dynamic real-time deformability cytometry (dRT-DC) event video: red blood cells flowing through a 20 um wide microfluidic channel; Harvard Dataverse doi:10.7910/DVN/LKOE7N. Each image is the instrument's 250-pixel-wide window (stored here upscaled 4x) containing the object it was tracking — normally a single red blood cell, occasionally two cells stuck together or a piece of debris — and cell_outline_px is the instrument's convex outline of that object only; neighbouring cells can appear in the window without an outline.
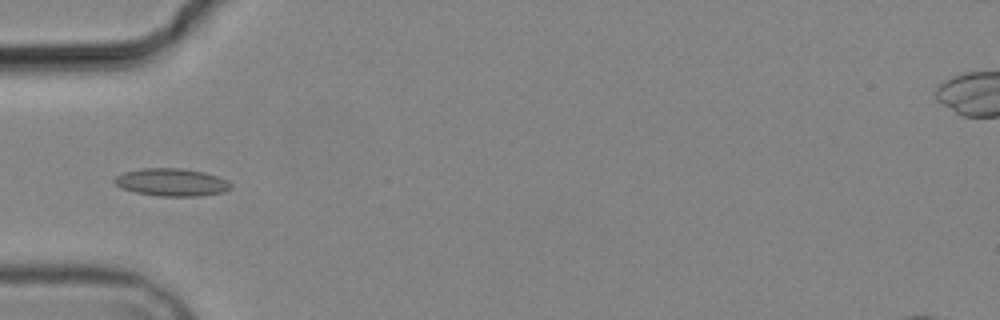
{"species": "common noctule bat (a hibernating species)", "species_latin": "Nyctalus noctula", "temperature_condition": "cold", "stored_images_in_passage": 7, "camera_frame_rate_fps": 3000, "um_per_image_px": 0.085, "animal": {"sex": "male", "body_mass_g": 19.2, "forearm_length_mm": 51.8}, "frame": {"image": 1, "passage_image": 4, "time_ms": 4.333, "image_size_px": [1000, 320], "cell_outline_px": [[232, 188], [220, 192], [200, 196], [160, 196], [136, 192], [120, 188], [112, 180], [116, 176], [124, 172], [140, 168], [180, 168], [204, 172], [228, 180], [232, 184]], "centroid_in_image_um": [14.57, 15.48], "position_along_channel_um": 70.4, "area_um2": 18.73}}
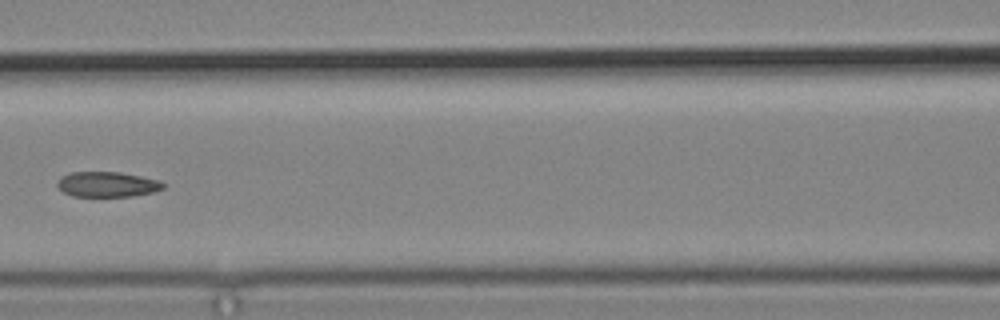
{"frame": {"image": 2, "passage_image": 6, "time_ms": 6.667, "image_size_px": [1000, 320], "cell_outline_px": [[164, 188], [152, 192], [132, 196], [72, 196], [64, 192], [56, 184], [56, 180], [60, 176], [72, 172], [120, 172], [160, 180], [164, 184]], "centroid_in_image_um": [9.09, 15.66], "position_along_channel_um": 157.5, "area_um2": 15.55}}
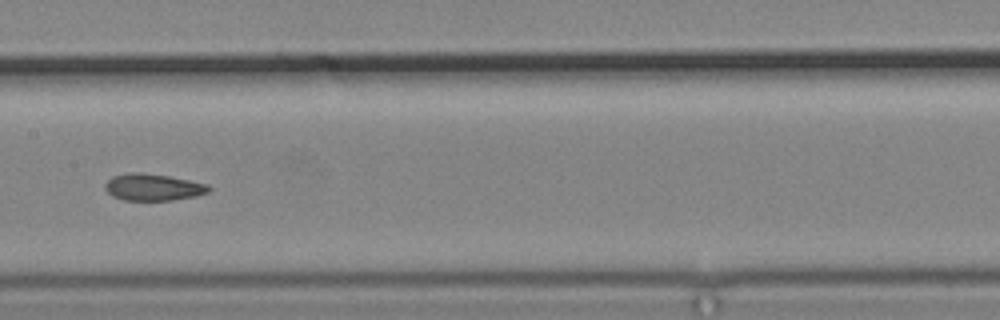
{"frame": {"image": 3, "passage_image": 7, "time_ms": 7.667, "image_size_px": [1000, 320], "cell_outline_px": [[212, 188], [208, 192], [196, 196], [172, 200], [124, 200], [112, 196], [104, 188], [104, 184], [112, 176], [132, 172], [140, 172], [168, 176], [208, 184]], "centroid_in_image_um": [13.0, 15.91], "position_along_channel_um": 194.4, "area_um2": 16.18}}